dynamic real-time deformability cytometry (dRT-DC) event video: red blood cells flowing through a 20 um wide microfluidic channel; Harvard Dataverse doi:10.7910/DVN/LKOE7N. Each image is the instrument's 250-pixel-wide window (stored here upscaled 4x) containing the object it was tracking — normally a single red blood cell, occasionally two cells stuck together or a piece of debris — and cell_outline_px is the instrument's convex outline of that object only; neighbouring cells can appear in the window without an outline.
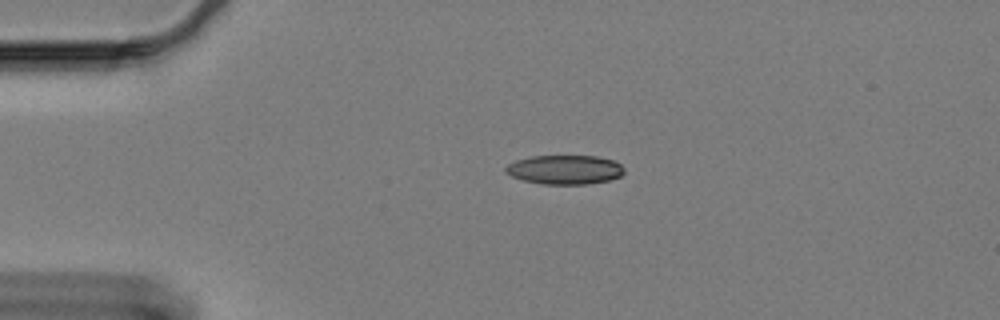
{"species": "Egyptian fruit bat (a non-hibernating species)", "species_latin": "Rousettus aegyptiacus", "temperature_condition": "cold", "stored_images_in_passage": 49, "camera_frame_rate_fps": 3000, "um_per_image_px": 0.085, "animal": {"sex": "female"}, "frame": {"image": 1, "passage_image": 1, "time_ms": 0.0, "image_size_px": [1000, 320], "cell_outline_px": [[624, 172], [620, 176], [608, 180], [588, 184], [544, 184], [524, 180], [512, 176], [504, 172], [504, 168], [508, 164], [516, 160], [532, 156], [596, 156], [612, 160], [620, 164], [624, 168]], "centroid_in_image_um": [47.99, 14.42], "position_along_channel_um": 37.0, "area_um2": 20.06}}
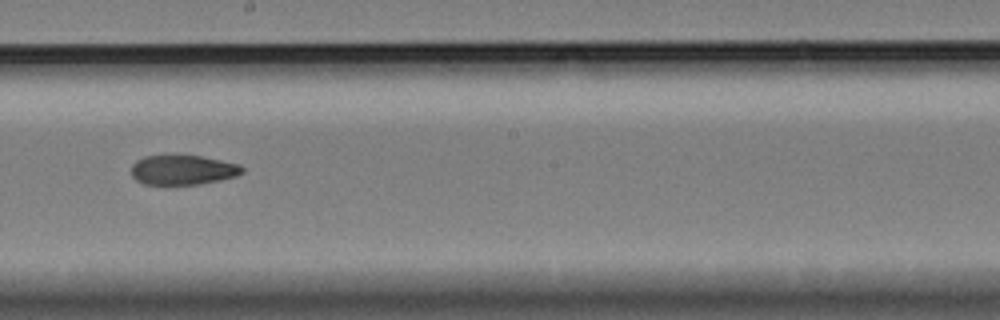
{"frame": {"image": 2, "passage_image": 22, "time_ms": 7.0, "image_size_px": [1000, 320], "cell_outline_px": [[244, 172], [236, 176], [220, 180], [200, 184], [144, 184], [136, 180], [132, 176], [132, 164], [136, 160], [144, 156], [200, 156], [240, 164], [244, 168]], "centroid_in_image_um": [15.55, 14.45], "position_along_channel_um": 232.6, "area_um2": 19.07}}
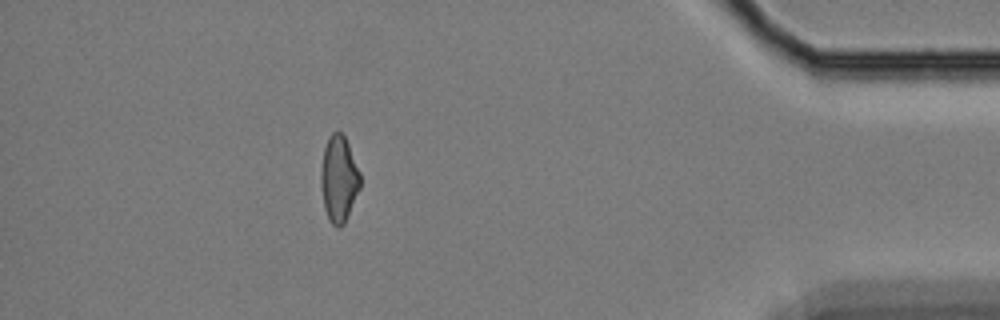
{"frame": {"image": 3, "passage_image": 42, "time_ms": 13.667, "image_size_px": [1000, 320], "cell_outline_px": [[360, 188], [344, 224], [340, 228], [336, 228], [328, 220], [324, 208], [320, 184], [320, 172], [324, 148], [328, 136], [332, 132], [340, 132], [344, 136], [348, 144], [360, 172]], "centroid_in_image_um": [28.78, 15.23], "position_along_channel_um": 406.4, "area_um2": 19.88}, "authors_computed_cell_mechanics": {"area_um2": 20.2878, "velocity_mm_per_s": 3.2837, "shape_relaxation_time_tau1_ms": 10.8639, "shape_relaxation_time_tau2_ms": 11.1697, "deformation_change_tau1": 0.1994, "deformation_change_tau2": 0.1862}}